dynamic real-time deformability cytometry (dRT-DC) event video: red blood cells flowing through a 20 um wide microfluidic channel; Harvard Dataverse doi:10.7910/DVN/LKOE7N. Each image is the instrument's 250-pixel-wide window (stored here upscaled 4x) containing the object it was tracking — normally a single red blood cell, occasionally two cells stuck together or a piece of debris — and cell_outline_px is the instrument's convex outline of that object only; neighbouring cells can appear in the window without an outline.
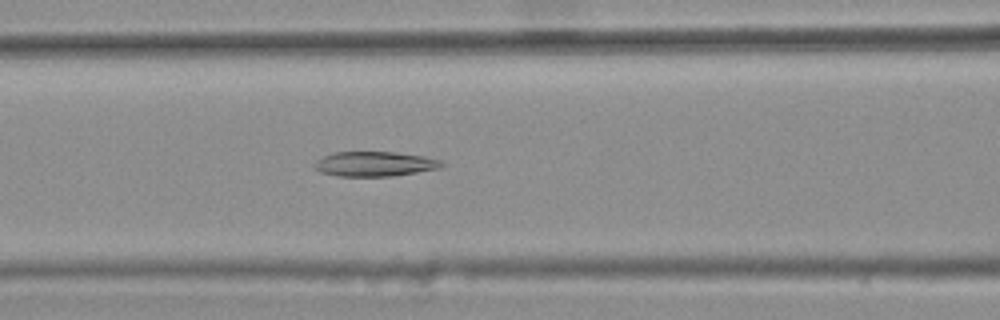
{"species": "common noctule bat (a hibernating species)", "species_latin": "Nyctalus noctula", "temperature_condition": "warm", "stored_images_in_passage": 30, "camera_frame_rate_fps": 3000, "um_per_image_px": 0.085, "animal": {"sex": "female", "body_mass_g": 25.1}, "frame": {"image": 1, "passage_image": 6, "time_ms": 1.667, "image_size_px": [1000, 320], "cell_outline_px": [[444, 164], [440, 168], [392, 176], [336, 176], [320, 172], [312, 164], [316, 160], [332, 152], [396, 152], [424, 156], [440, 160]], "centroid_in_image_um": [31.82, 13.93], "position_along_channel_um": 134.8, "area_um2": 18.38}}
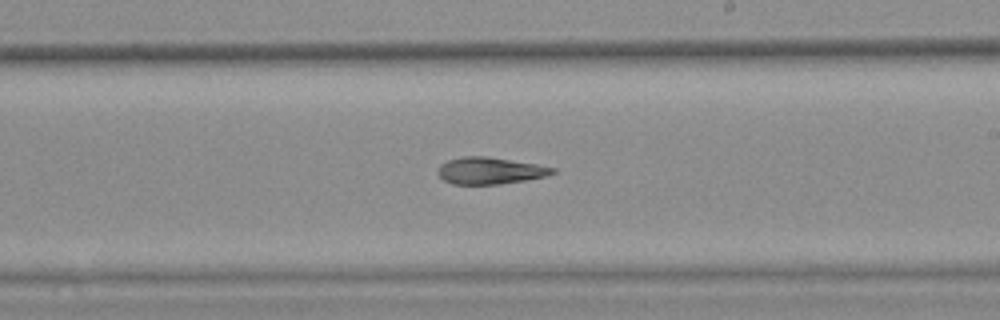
{"frame": {"image": 2, "passage_image": 15, "time_ms": 4.667, "image_size_px": [1000, 320], "cell_outline_px": [[556, 172], [544, 176], [524, 180], [500, 184], [452, 184], [444, 180], [436, 172], [440, 164], [448, 160], [464, 156], [488, 156], [536, 164], [556, 168]], "centroid_in_image_um": [41.62, 14.5], "position_along_channel_um": 247.4, "area_um2": 17.86}}
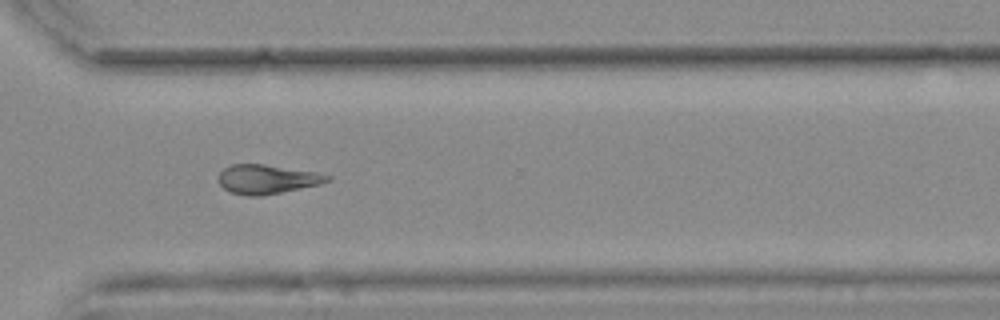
{"frame": {"image": 3, "passage_image": 23, "time_ms": 7.333, "image_size_px": [1000, 320], "cell_outline_px": [[332, 180], [320, 184], [260, 196], [248, 196], [232, 192], [224, 188], [216, 180], [216, 176], [224, 168], [232, 164], [264, 164], [312, 172], [332, 176]], "centroid_in_image_um": [22.65, 15.23], "position_along_channel_um": 348.0, "area_um2": 18.32}}